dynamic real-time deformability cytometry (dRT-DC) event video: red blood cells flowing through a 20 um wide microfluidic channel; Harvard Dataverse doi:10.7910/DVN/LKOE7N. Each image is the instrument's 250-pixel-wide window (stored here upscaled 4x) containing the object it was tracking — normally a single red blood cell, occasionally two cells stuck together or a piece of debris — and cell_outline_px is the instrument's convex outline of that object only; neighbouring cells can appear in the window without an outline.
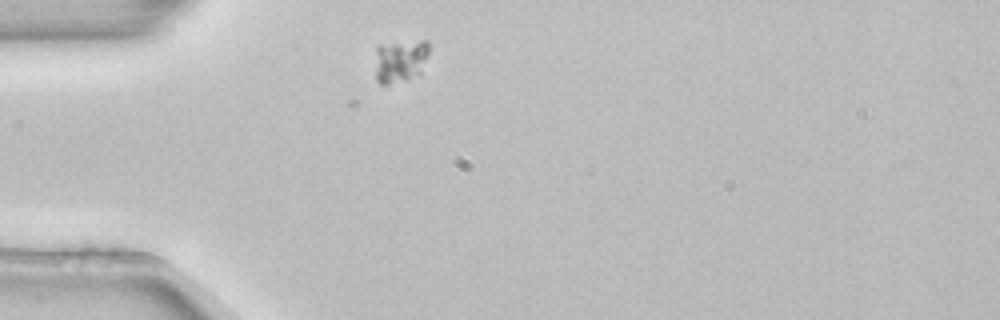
{"species": "common noctule bat (a hibernating species)", "species_latin": "Nyctalus noctula", "temperature_condition": "room temperature", "stored_images_in_passage": 1, "camera_frame_rate_fps": 3000, "um_per_image_px": 0.085, "animal": {"sex": "female", "body_mass_g": 22.7, "forearm_length_mm": 54.2}, "frame": {"image": 1, "passage_image": 1, "time_ms": 0.0, "image_size_px": [1000, 320], "cell_outline_px": [[428, 52], [420, 72], [404, 80], [388, 84], [380, 84], [376, 80], [376, 48], [380, 44], [420, 40], [428, 40]], "centroid_in_image_um": [33.99, 5.14], "position_along_channel_um": 51.0, "area_um2": 13.29}}